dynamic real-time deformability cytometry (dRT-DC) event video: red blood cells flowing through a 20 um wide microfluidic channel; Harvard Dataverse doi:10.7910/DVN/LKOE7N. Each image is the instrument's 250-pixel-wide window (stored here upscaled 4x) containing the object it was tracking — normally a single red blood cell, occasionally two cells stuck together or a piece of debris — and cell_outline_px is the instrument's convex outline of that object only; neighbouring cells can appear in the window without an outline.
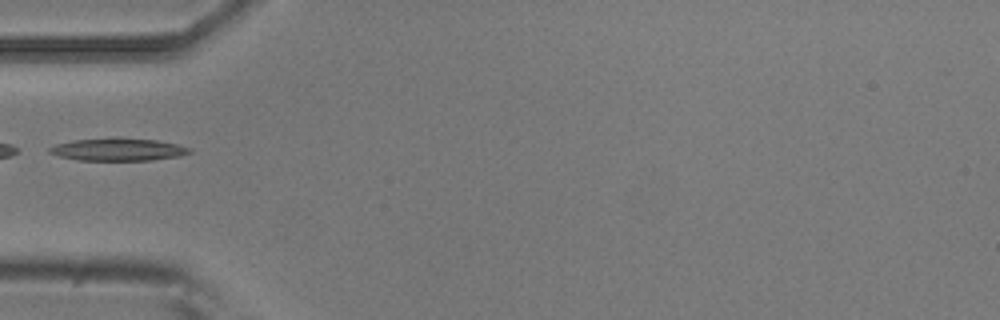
{"species": "common noctule bat (a hibernating species)", "species_latin": "Nyctalus noctula", "temperature_condition": "room temperature", "stored_images_in_passage": 5, "camera_frame_rate_fps": 3000, "um_per_image_px": 0.085, "animal": {"sex": "male", "body_mass_g": 20.5, "forearm_length_mm": 52.5}, "frame": {"image": 1, "passage_image": 5, "time_ms": 1.333, "image_size_px": [1000, 320], "cell_outline_px": [[192, 152], [180, 156], [152, 160], [76, 160], [60, 156], [48, 152], [48, 148], [56, 144], [72, 140], [116, 136], [120, 136], [156, 140], [176, 144], [192, 148]], "centroid_in_image_um": [10.04, 12.68], "position_along_channel_um": 75.0, "area_um2": 18.84}}